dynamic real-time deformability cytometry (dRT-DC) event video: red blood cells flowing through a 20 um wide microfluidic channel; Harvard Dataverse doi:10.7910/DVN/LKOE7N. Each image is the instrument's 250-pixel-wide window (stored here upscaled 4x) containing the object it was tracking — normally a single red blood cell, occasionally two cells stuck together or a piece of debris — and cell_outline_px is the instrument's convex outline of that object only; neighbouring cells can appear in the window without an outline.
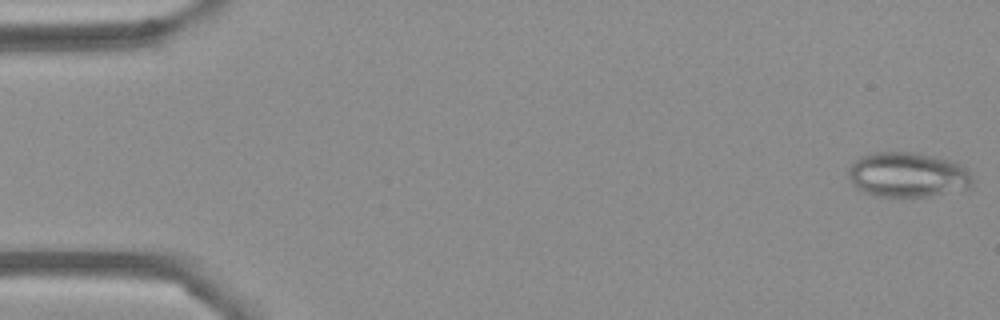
{"species": "Egyptian fruit bat (a non-hibernating species)", "species_latin": "Rousettus aegyptiacus", "temperature_condition": "cold", "stored_images_in_passage": 54, "camera_frame_rate_fps": 3000, "um_per_image_px": 0.085, "frame": {"image": 1, "passage_image": 1, "time_ms": 0.0, "image_size_px": [1000, 320], "cell_outline_px": [[972, 184], [968, 188], [932, 196], [872, 196], [856, 188], [852, 184], [848, 176], [848, 168], [860, 156], [872, 152], [912, 152], [932, 156], [964, 164], [968, 168], [972, 180]], "centroid_in_image_um": [77.14, 14.85], "position_along_channel_um": 7.9, "area_um2": 32.66}}
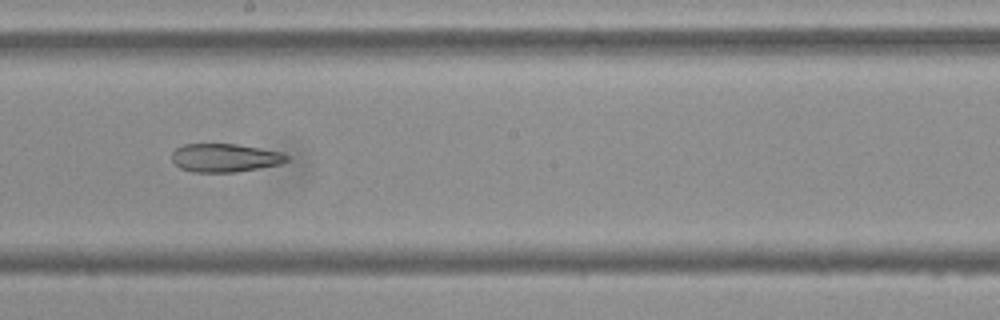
{"frame": {"image": 2, "passage_image": 30, "time_ms": 9.667, "image_size_px": [1000, 320], "cell_outline_px": [[288, 160], [280, 164], [260, 168], [236, 172], [192, 172], [180, 168], [172, 160], [172, 152], [176, 148], [184, 144], [236, 144], [280, 152], [288, 156]], "centroid_in_image_um": [19.09, 13.42], "position_along_channel_um": 229.1, "area_um2": 18.9}}
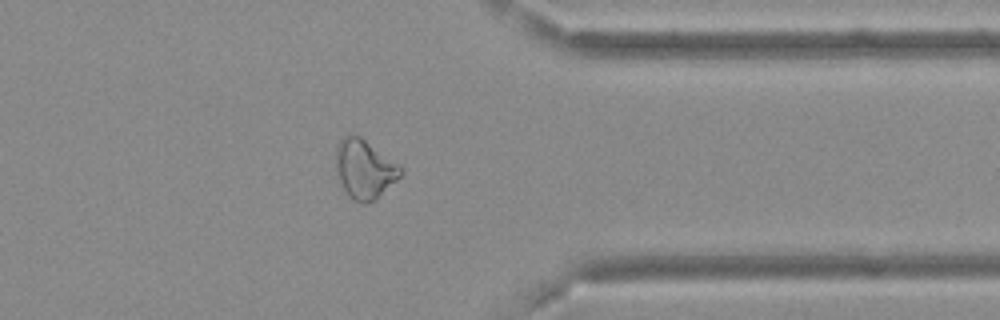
{"frame": {"image": 3, "passage_image": 43, "time_ms": 14.0, "image_size_px": [1000, 320], "cell_outline_px": [[404, 172], [376, 200], [368, 204], [360, 204], [352, 200], [348, 196], [336, 172], [336, 144], [344, 136], [360, 136], [400, 164], [404, 168]], "centroid_in_image_um": [31.0, 14.4], "position_along_channel_um": 380.4, "area_um2": 22.48}, "authors_computed_cell_mechanics": {"area_um2": 23.7558, "velocity_mm_per_s": 3.699, "shape_relaxation_time_tau1_ms": null, "shape_relaxation_time_tau2_ms": 5.4147, "deformation_change_tau1": null, "deformation_change_tau2": 0.1375}}